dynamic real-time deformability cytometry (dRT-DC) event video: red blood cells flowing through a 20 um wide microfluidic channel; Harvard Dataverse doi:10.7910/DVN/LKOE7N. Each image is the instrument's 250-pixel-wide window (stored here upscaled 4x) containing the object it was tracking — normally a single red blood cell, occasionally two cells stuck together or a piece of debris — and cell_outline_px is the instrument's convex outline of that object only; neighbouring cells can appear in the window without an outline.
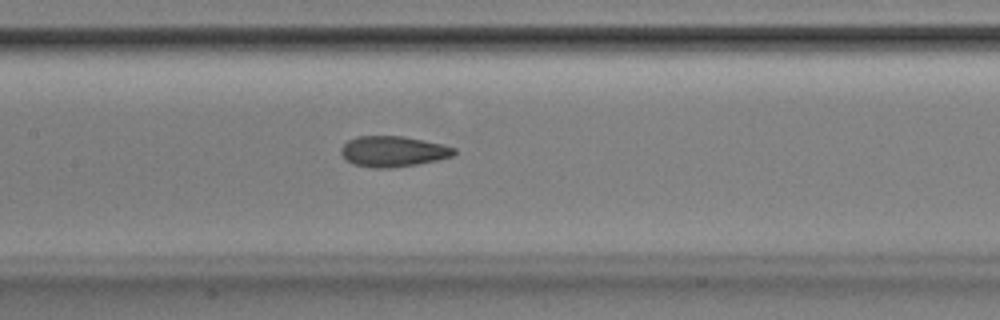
{"species": "Egyptian fruit bat (a non-hibernating species)", "species_latin": "Rousettus aegyptiacus", "temperature_condition": "room temperature", "stored_images_in_passage": 27, "camera_frame_rate_fps": 3000, "um_per_image_px": 0.085, "animal": {"sex": "male"}, "frame": {"image": 1, "passage_image": 16, "time_ms": 5.0, "image_size_px": [1000, 320], "cell_outline_px": [[456, 152], [452, 156], [436, 160], [416, 164], [388, 168], [372, 168], [352, 164], [344, 160], [340, 152], [340, 148], [348, 140], [356, 136], [404, 136], [440, 144], [456, 148]], "centroid_in_image_um": [33.34, 12.87], "position_along_channel_um": 174.1, "area_um2": 20.23}}
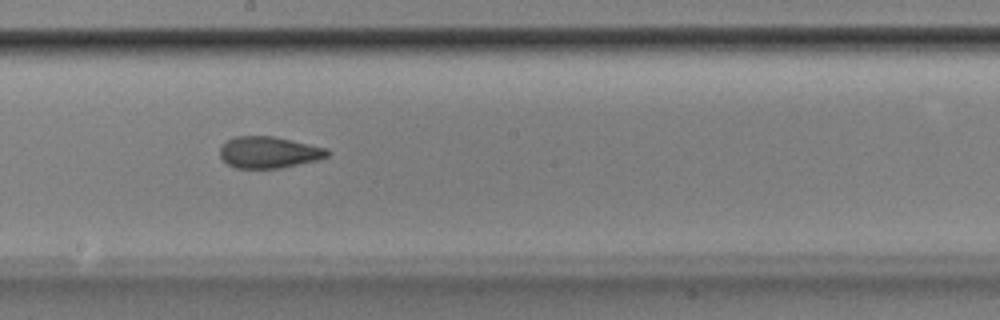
{"frame": {"image": 2, "passage_image": 20, "time_ms": 6.333, "image_size_px": [1000, 320], "cell_outline_px": [[328, 156], [320, 160], [280, 168], [236, 168], [228, 164], [220, 156], [220, 148], [228, 140], [236, 136], [272, 136], [328, 148]], "centroid_in_image_um": [22.88, 12.95], "position_along_channel_um": 225.3, "area_um2": 19.65}}
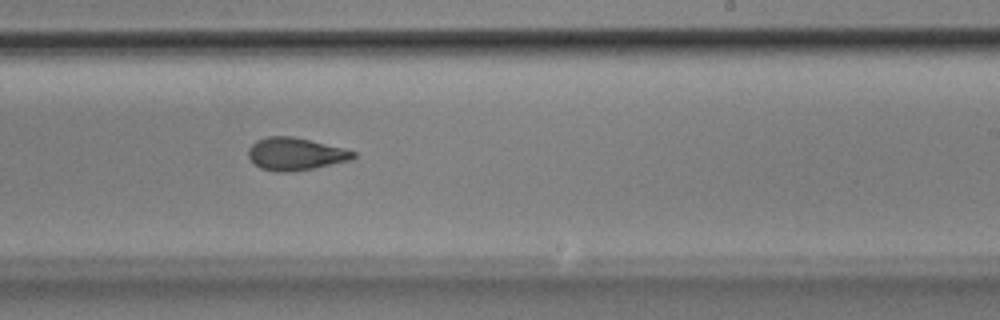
{"frame": {"image": 3, "passage_image": 23, "time_ms": 7.333, "image_size_px": [1000, 320], "cell_outline_px": [[356, 156], [352, 160], [292, 172], [276, 172], [260, 168], [248, 156], [248, 148], [256, 140], [268, 136], [292, 136], [344, 148], [356, 152]], "centroid_in_image_um": [25.11, 13.08], "position_along_channel_um": 263.9, "area_um2": 19.88}}